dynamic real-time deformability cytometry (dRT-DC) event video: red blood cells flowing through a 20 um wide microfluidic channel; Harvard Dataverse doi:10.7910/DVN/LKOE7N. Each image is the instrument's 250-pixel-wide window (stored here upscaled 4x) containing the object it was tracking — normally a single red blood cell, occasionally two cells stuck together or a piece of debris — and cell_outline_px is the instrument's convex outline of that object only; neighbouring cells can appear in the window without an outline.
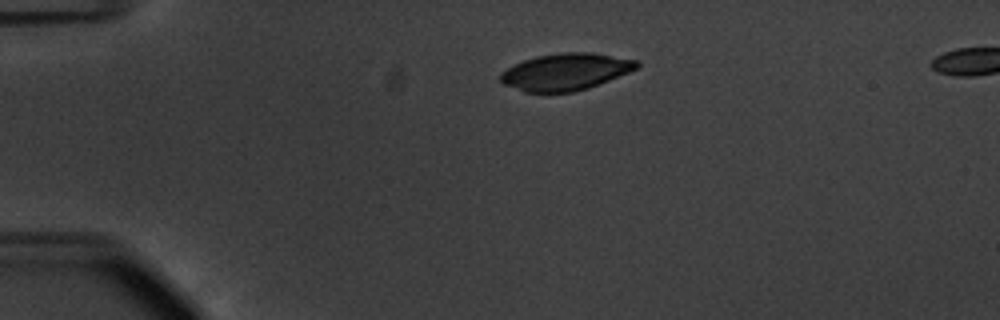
{"species": "common noctule bat (a hibernating species)", "species_latin": "Nyctalus noctula", "temperature_condition": "warm", "stored_images_in_passage": 36, "camera_frame_rate_fps": 3000, "um_per_image_px": 0.085, "animal": {"sex": "male", "body_mass_g": 20.1, "forearm_length_mm": 53.5}, "frame": {"image": 1, "passage_image": 1, "time_ms": 0.0, "image_size_px": [1000, 320], "cell_outline_px": [[640, 64], [636, 68], [628, 72], [588, 88], [572, 92], [524, 92], [504, 84], [500, 80], [500, 72], [512, 64], [536, 56], [564, 52], [592, 52], [636, 60]], "centroid_in_image_um": [48.03, 6.09], "position_along_channel_um": 37.0, "area_um2": 29.13}}
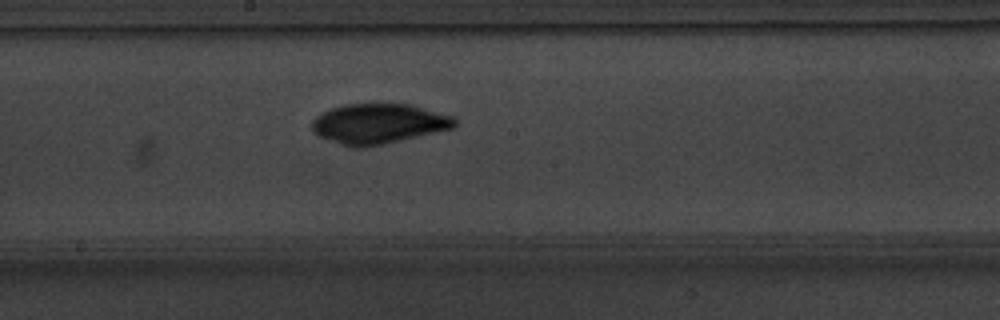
{"frame": {"image": 2, "passage_image": 19, "time_ms": 6.0, "image_size_px": [1000, 320], "cell_outline_px": [[456, 124], [452, 128], [384, 144], [364, 148], [352, 148], [340, 144], [320, 136], [312, 128], [312, 120], [316, 116], [332, 108], [344, 104], [412, 104], [452, 116], [456, 120]], "centroid_in_image_um": [32.17, 10.52], "position_along_channel_um": 216.0, "area_um2": 33.06}}
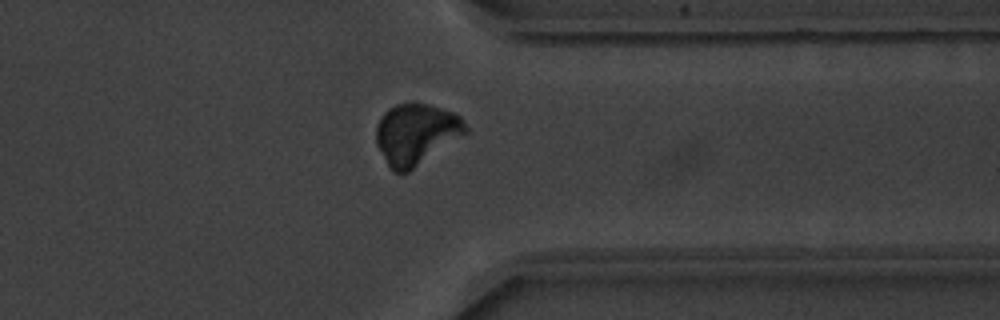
{"frame": {"image": 3, "passage_image": 32, "time_ms": 10.333, "image_size_px": [1000, 320], "cell_outline_px": [[468, 132], [408, 172], [392, 172], [376, 144], [376, 124], [380, 116], [388, 108], [396, 104], [428, 104], [456, 112], [464, 120], [468, 128]], "centroid_in_image_um": [35.36, 11.38], "position_along_channel_um": 376.0, "area_um2": 31.79}}